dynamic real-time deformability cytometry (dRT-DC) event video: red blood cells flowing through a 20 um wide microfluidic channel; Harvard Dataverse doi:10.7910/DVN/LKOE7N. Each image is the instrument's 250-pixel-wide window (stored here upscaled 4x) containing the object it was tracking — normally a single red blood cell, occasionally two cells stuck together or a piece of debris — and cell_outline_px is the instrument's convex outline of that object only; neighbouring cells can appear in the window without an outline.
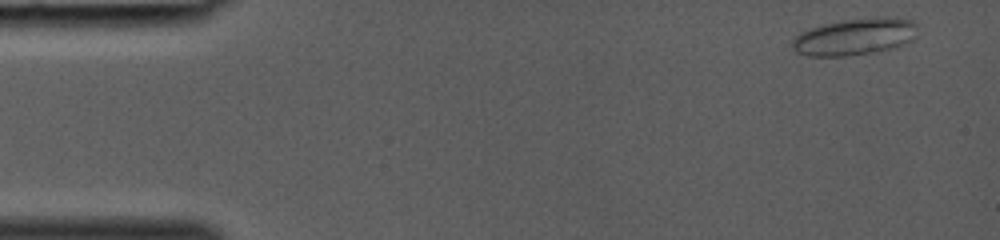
{"species": "common noctule bat (a hibernating species)", "species_latin": "Nyctalus noctula", "temperature_condition": "room temperature", "stored_images_in_passage": 21, "camera_frame_rate_fps": 3000, "um_per_image_px": 0.085, "animal": {"sex": "female", "body_mass_g": 19.0, "forearm_length_mm": 53.3}, "frame": {"image": 1, "passage_image": 1, "time_ms": 0.0, "image_size_px": [1000, 240], "cell_outline_px": [[916, 40], [908, 44], [896, 48], [876, 52], [844, 56], [808, 56], [796, 52], [792, 48], [792, 40], [800, 32], [824, 24], [844, 20], [912, 20], [916, 24]], "centroid_in_image_um": [72.64, 3.19], "position_along_channel_um": 12.4, "area_um2": 26.24}}
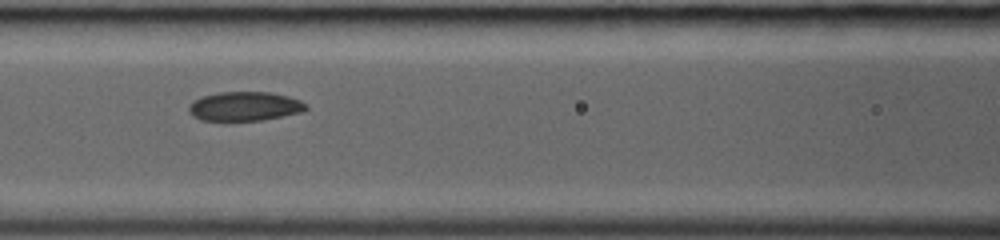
{"frame": {"image": 2, "passage_image": 14, "time_ms": 4.333, "image_size_px": [1000, 240], "cell_outline_px": [[308, 108], [304, 112], [260, 120], [200, 120], [192, 116], [188, 112], [188, 104], [192, 100], [200, 96], [220, 92], [268, 92], [288, 96], [300, 100], [308, 104]], "centroid_in_image_um": [20.77, 9.03], "position_along_channel_um": 145.8, "area_um2": 20.11}}
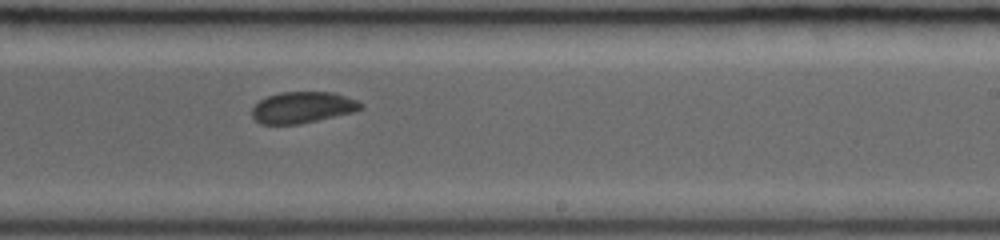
{"frame": {"image": 3, "passage_image": 21, "time_ms": 6.667, "image_size_px": [1000, 240], "cell_outline_px": [[364, 108], [352, 112], [300, 124], [260, 124], [252, 116], [252, 108], [260, 100], [268, 96], [280, 92], [332, 92], [356, 100], [364, 104]], "centroid_in_image_um": [25.71, 9.13], "position_along_channel_um": 263.3, "area_um2": 19.71}}